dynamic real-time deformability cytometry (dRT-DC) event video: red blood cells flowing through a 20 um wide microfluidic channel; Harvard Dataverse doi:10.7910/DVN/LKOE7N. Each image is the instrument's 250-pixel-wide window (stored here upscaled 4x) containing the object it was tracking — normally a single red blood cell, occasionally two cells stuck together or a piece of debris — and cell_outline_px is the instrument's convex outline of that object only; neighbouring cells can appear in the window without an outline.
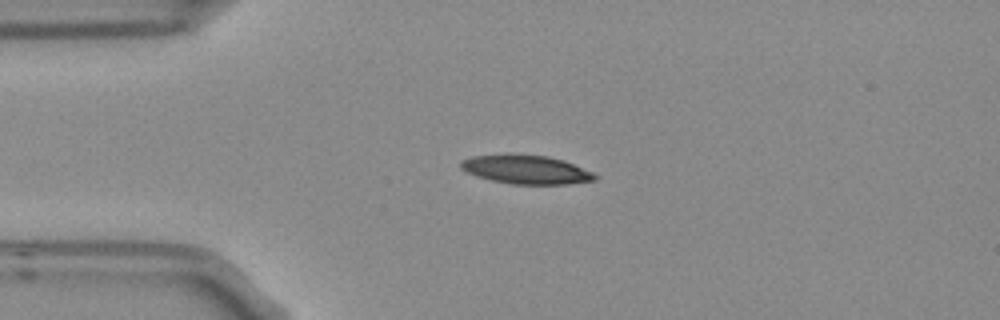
{"species": "Egyptian fruit bat (a non-hibernating species)", "species_latin": "Rousettus aegyptiacus", "temperature_condition": "room temperature", "stored_images_in_passage": 3, "camera_frame_rate_fps": 3000, "um_per_image_px": 0.085, "frame": {"image": 1, "passage_image": 3, "time_ms": 0.667, "image_size_px": [1000, 320], "cell_outline_px": [[596, 180], [568, 184], [512, 184], [492, 180], [476, 176], [464, 172], [460, 168], [460, 160], [472, 156], [548, 156], [564, 160], [592, 172], [596, 176]], "centroid_in_image_um": [44.71, 14.44], "position_along_channel_um": 40.3, "area_um2": 21.91}}